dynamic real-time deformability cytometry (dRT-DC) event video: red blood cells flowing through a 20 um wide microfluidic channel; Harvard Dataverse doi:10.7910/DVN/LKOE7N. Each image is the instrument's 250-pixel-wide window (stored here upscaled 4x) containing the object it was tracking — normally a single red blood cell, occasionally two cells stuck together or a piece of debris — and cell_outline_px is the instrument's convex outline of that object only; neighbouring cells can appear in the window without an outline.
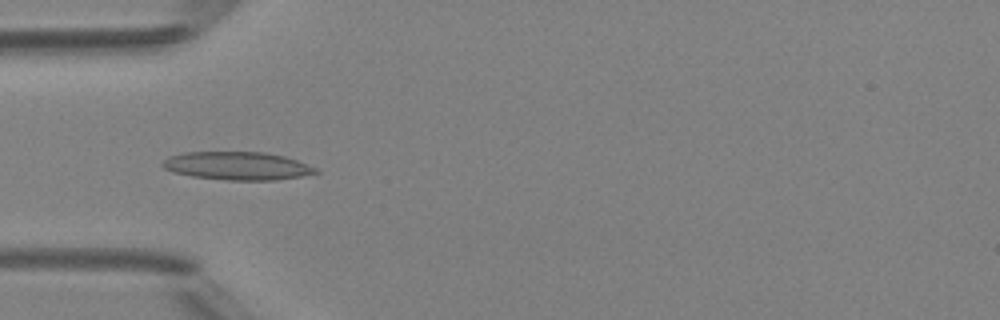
{"species": "Egyptian fruit bat (a non-hibernating species)", "species_latin": "Rousettus aegyptiacus", "temperature_condition": "room temperature", "stored_images_in_passage": 49, "camera_frame_rate_fps": 3000, "um_per_image_px": 0.085, "animal": {"sex": "female"}, "frame": {"image": 1, "passage_image": 16, "time_ms": 5.0, "image_size_px": [1000, 320], "cell_outline_px": [[320, 172], [300, 176], [276, 180], [228, 180], [192, 176], [176, 172], [164, 168], [160, 164], [168, 156], [184, 152], [264, 152], [284, 156], [296, 160], [316, 168]], "centroid_in_image_um": [20.15, 14.09], "position_along_channel_um": 64.8, "area_um2": 24.91}}
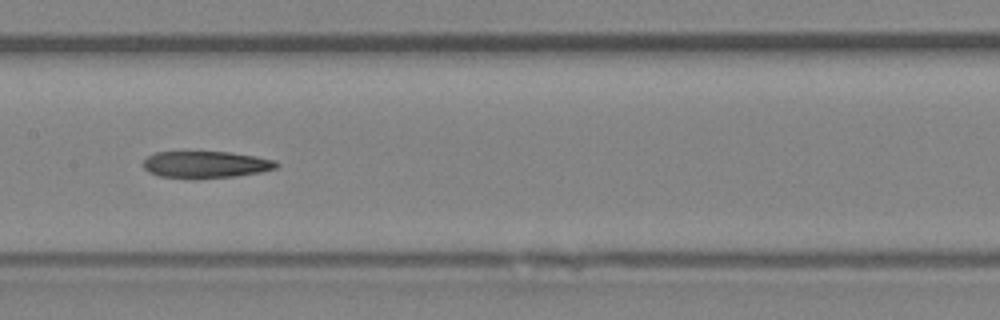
{"frame": {"image": 2, "passage_image": 25, "time_ms": 8.0, "image_size_px": [1000, 320], "cell_outline_px": [[280, 164], [276, 168], [260, 172], [236, 176], [200, 180], [192, 180], [160, 176], [148, 172], [144, 168], [144, 160], [148, 156], [156, 152], [232, 152], [256, 156], [276, 160]], "centroid_in_image_um": [17.5, 14.01], "position_along_channel_um": 189.9, "area_um2": 21.33}}
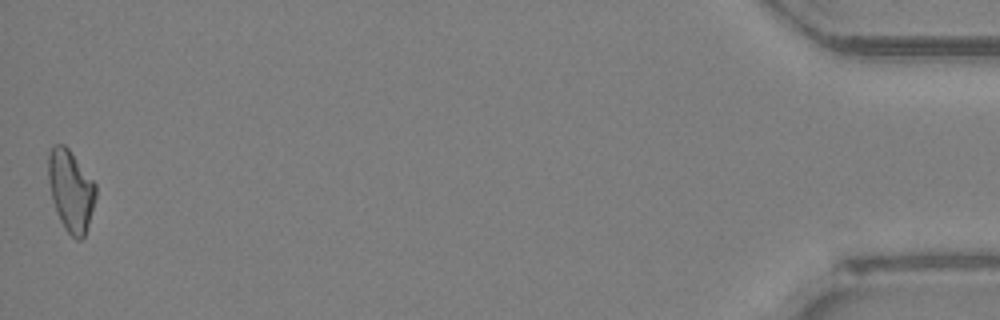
{"frame": {"image": 3, "passage_image": 49, "time_ms": 16.0, "image_size_px": [1000, 320], "cell_outline_px": [[96, 196], [88, 224], [84, 236], [80, 240], [76, 240], [64, 228], [56, 212], [52, 200], [48, 180], [48, 152], [56, 144], [64, 144], [68, 148], [96, 184]], "centroid_in_image_um": [6.0, 16.2], "position_along_channel_um": 429.2, "area_um2": 22.37}}